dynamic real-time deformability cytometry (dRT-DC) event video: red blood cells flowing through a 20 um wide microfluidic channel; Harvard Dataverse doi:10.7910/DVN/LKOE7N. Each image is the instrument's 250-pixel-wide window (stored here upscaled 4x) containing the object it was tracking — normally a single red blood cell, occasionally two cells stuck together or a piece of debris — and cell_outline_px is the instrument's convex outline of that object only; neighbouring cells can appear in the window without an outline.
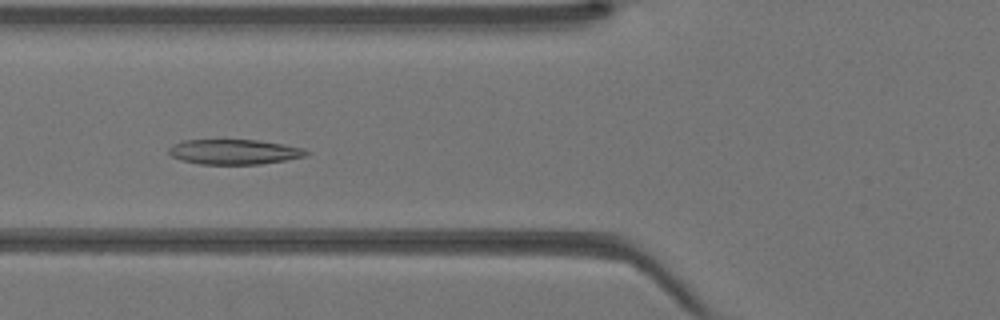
{"species": "Egyptian fruit bat (a non-hibernating species)", "species_latin": "Rousettus aegyptiacus", "temperature_condition": "warm", "stored_images_in_passage": 43, "camera_frame_rate_fps": 3000, "um_per_image_px": 0.085, "animal": {"sex": "female"}, "frame": {"image": 1, "passage_image": 17, "time_ms": 5.333, "image_size_px": [1000, 320], "cell_outline_px": [[312, 152], [308, 156], [260, 164], [200, 164], [180, 160], [172, 156], [168, 152], [168, 148], [172, 144], [184, 140], [260, 140], [284, 144], [304, 148]], "centroid_in_image_um": [19.93, 12.9], "position_along_channel_um": 105.9, "area_um2": 20.23}}
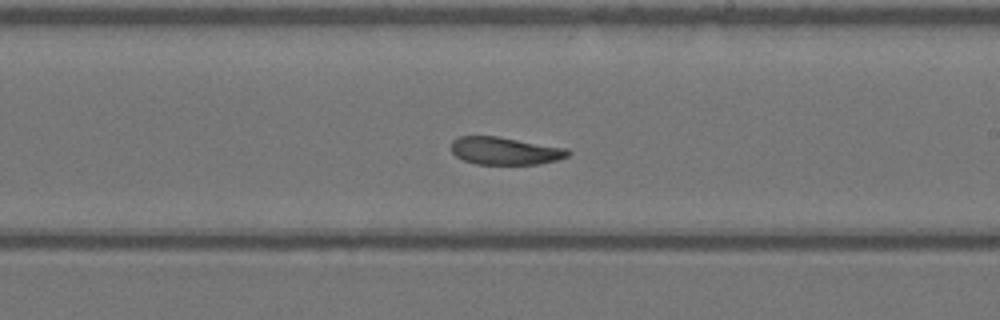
{"frame": {"image": 2, "passage_image": 26, "time_ms": 8.333, "image_size_px": [1000, 320], "cell_outline_px": [[572, 152], [568, 156], [556, 160], [540, 164], [476, 164], [464, 160], [456, 156], [452, 152], [452, 140], [456, 136], [496, 136], [568, 148]], "centroid_in_image_um": [42.94, 12.82], "position_along_channel_um": 246.1, "area_um2": 18.84}}
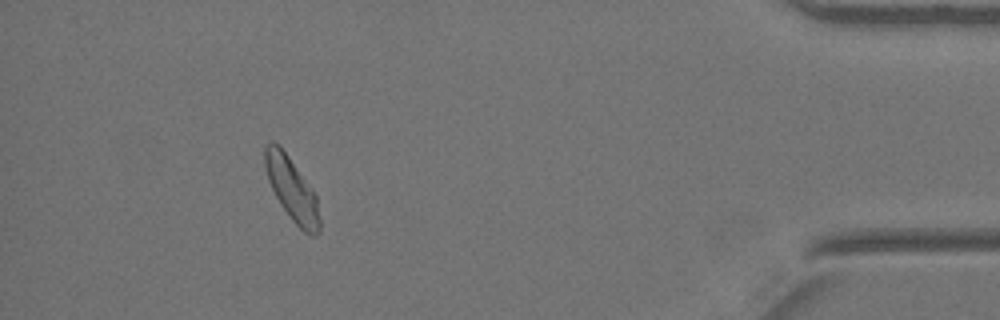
{"frame": {"image": 3, "passage_image": 40, "time_ms": 13.0, "image_size_px": [1000, 320], "cell_outline_px": [[320, 232], [316, 236], [312, 236], [304, 232], [292, 220], [280, 204], [268, 180], [264, 164], [264, 148], [272, 140], [280, 144], [312, 188], [316, 196], [320, 220]], "centroid_in_image_um": [24.81, 16.07], "position_along_channel_um": 410.4, "area_um2": 20.23}}